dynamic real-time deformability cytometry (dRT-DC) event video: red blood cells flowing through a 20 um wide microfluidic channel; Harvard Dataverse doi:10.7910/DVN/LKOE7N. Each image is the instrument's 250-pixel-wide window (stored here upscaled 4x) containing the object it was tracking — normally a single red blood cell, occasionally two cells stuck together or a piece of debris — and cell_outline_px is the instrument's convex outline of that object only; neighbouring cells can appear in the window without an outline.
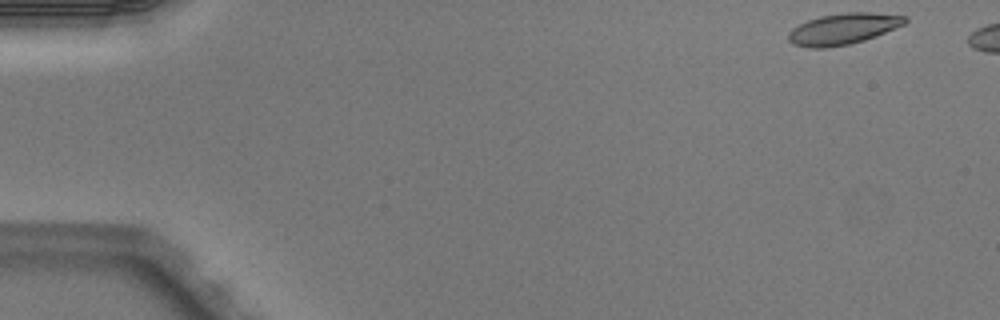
{"species": "Egyptian fruit bat (a non-hibernating species)", "species_latin": "Rousettus aegyptiacus", "temperature_condition": "warm", "stored_images_in_passage": 3, "segment_of_instrument_passage": [2, 2], "camera_frame_rate_fps": 3000, "um_per_image_px": 0.085, "animal": {"sex": "male"}, "frame": {"image": 1, "passage_image": 3, "time_ms": 0.667, "image_size_px": [1000, 320], "cell_outline_px": [[908, 20], [904, 24], [876, 36], [864, 40], [848, 44], [824, 48], [808, 48], [792, 44], [788, 40], [788, 32], [792, 28], [808, 20], [820, 16], [844, 12], [872, 12], [908, 16]], "centroid_in_image_um": [71.66, 2.45], "position_along_channel_um": 13.3, "area_um2": 21.21}}